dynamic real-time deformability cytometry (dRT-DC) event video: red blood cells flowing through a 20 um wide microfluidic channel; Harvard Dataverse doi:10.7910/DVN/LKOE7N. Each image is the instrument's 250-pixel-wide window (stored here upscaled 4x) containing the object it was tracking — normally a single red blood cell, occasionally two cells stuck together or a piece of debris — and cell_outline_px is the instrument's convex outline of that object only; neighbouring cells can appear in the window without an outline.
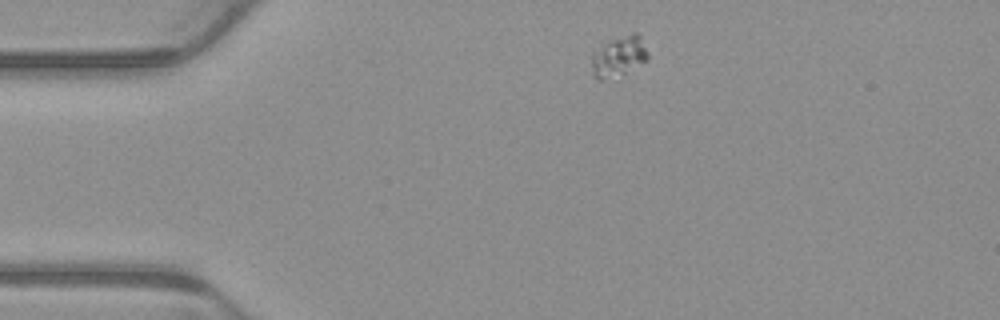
{"species": "common noctule bat (a hibernating species)", "species_latin": "Nyctalus noctula", "temperature_condition": "warm", "stored_images_in_passage": 5, "camera_frame_rate_fps": 3000, "um_per_image_px": 0.085, "animal": {"sex": "male", "body_mass_g": 23.1, "forearm_length_mm": 52.7}, "frame": {"image": 1, "passage_image": 1, "time_ms": 0.0, "image_size_px": [1000, 320], "cell_outline_px": [[648, 60], [624, 72], [600, 80], [596, 80], [592, 76], [592, 56], [612, 40], [632, 32], [636, 32], [640, 36], [648, 52]], "centroid_in_image_um": [52.63, 4.79], "position_along_channel_um": 32.4, "area_um2": 12.6}}
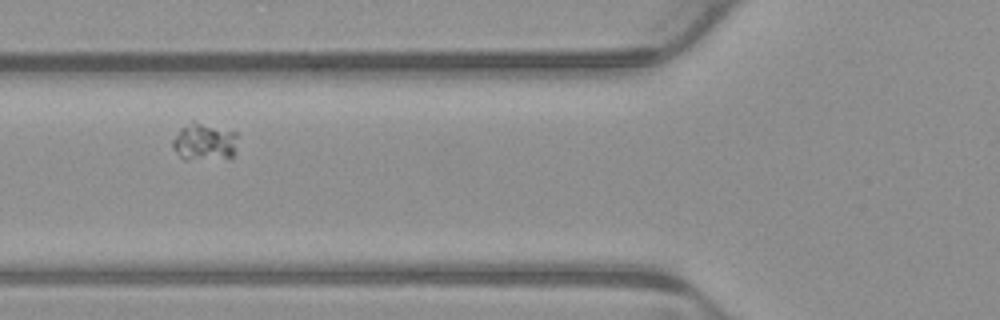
{"frame": {"image": 2, "passage_image": 4, "time_ms": 1.0, "image_size_px": [1000, 320], "cell_outline_px": [[236, 152], [232, 156], [184, 160], [180, 156], [172, 144], [172, 140], [180, 128], [192, 120], [236, 132]], "centroid_in_image_um": [17.35, 12.03], "position_along_channel_um": 108.5, "area_um2": 13.93}}
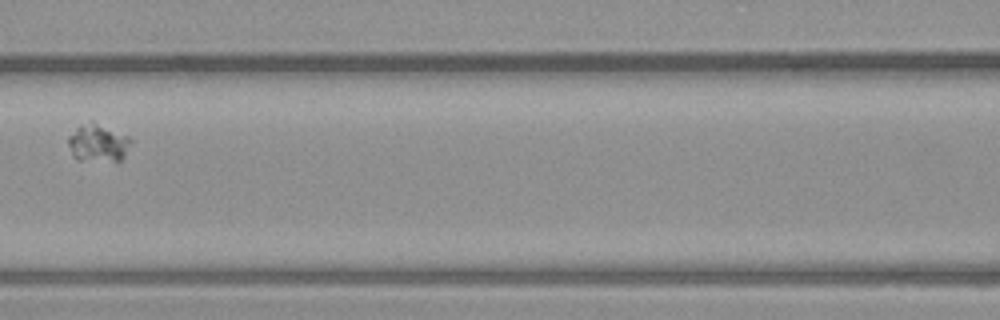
{"frame": {"image": 3, "passage_image": 5, "time_ms": 1.333, "image_size_px": [1000, 320], "cell_outline_px": [[132, 140], [124, 156], [120, 160], [76, 160], [72, 156], [68, 144], [68, 136], [80, 124], [92, 120], [128, 136]], "centroid_in_image_um": [8.29, 12.13], "position_along_channel_um": 158.3, "area_um2": 13.76}}